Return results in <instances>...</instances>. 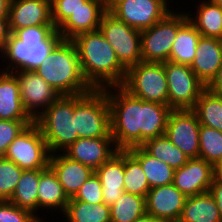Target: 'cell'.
<instances>
[{
  "label": "cell",
  "mask_w": 222,
  "mask_h": 222,
  "mask_svg": "<svg viewBox=\"0 0 222 222\" xmlns=\"http://www.w3.org/2000/svg\"><path fill=\"white\" fill-rule=\"evenodd\" d=\"M215 169V177L222 179V160L214 166Z\"/></svg>",
  "instance_id": "obj_47"
},
{
  "label": "cell",
  "mask_w": 222,
  "mask_h": 222,
  "mask_svg": "<svg viewBox=\"0 0 222 222\" xmlns=\"http://www.w3.org/2000/svg\"><path fill=\"white\" fill-rule=\"evenodd\" d=\"M117 150L113 137L78 138L63 153L95 171L107 162Z\"/></svg>",
  "instance_id": "obj_17"
},
{
  "label": "cell",
  "mask_w": 222,
  "mask_h": 222,
  "mask_svg": "<svg viewBox=\"0 0 222 222\" xmlns=\"http://www.w3.org/2000/svg\"><path fill=\"white\" fill-rule=\"evenodd\" d=\"M141 164L150 188L173 183L174 169L151 156L142 146L127 149Z\"/></svg>",
  "instance_id": "obj_26"
},
{
  "label": "cell",
  "mask_w": 222,
  "mask_h": 222,
  "mask_svg": "<svg viewBox=\"0 0 222 222\" xmlns=\"http://www.w3.org/2000/svg\"><path fill=\"white\" fill-rule=\"evenodd\" d=\"M87 0H51L52 22L58 29Z\"/></svg>",
  "instance_id": "obj_40"
},
{
  "label": "cell",
  "mask_w": 222,
  "mask_h": 222,
  "mask_svg": "<svg viewBox=\"0 0 222 222\" xmlns=\"http://www.w3.org/2000/svg\"><path fill=\"white\" fill-rule=\"evenodd\" d=\"M214 3H217L218 5H220L222 7V0H211Z\"/></svg>",
  "instance_id": "obj_48"
},
{
  "label": "cell",
  "mask_w": 222,
  "mask_h": 222,
  "mask_svg": "<svg viewBox=\"0 0 222 222\" xmlns=\"http://www.w3.org/2000/svg\"><path fill=\"white\" fill-rule=\"evenodd\" d=\"M8 19L11 33L31 26L53 25L51 0H11Z\"/></svg>",
  "instance_id": "obj_18"
},
{
  "label": "cell",
  "mask_w": 222,
  "mask_h": 222,
  "mask_svg": "<svg viewBox=\"0 0 222 222\" xmlns=\"http://www.w3.org/2000/svg\"><path fill=\"white\" fill-rule=\"evenodd\" d=\"M99 30L111 44L118 61L126 70L142 61L140 30L130 27L108 10L101 18Z\"/></svg>",
  "instance_id": "obj_9"
},
{
  "label": "cell",
  "mask_w": 222,
  "mask_h": 222,
  "mask_svg": "<svg viewBox=\"0 0 222 222\" xmlns=\"http://www.w3.org/2000/svg\"><path fill=\"white\" fill-rule=\"evenodd\" d=\"M11 0H0V18L9 16V7Z\"/></svg>",
  "instance_id": "obj_45"
},
{
  "label": "cell",
  "mask_w": 222,
  "mask_h": 222,
  "mask_svg": "<svg viewBox=\"0 0 222 222\" xmlns=\"http://www.w3.org/2000/svg\"><path fill=\"white\" fill-rule=\"evenodd\" d=\"M35 72L60 95L87 94L93 90L82 74L77 48L69 39H62Z\"/></svg>",
  "instance_id": "obj_3"
},
{
  "label": "cell",
  "mask_w": 222,
  "mask_h": 222,
  "mask_svg": "<svg viewBox=\"0 0 222 222\" xmlns=\"http://www.w3.org/2000/svg\"><path fill=\"white\" fill-rule=\"evenodd\" d=\"M38 184L39 169L23 170L16 189L8 201L20 209L29 211L42 222L39 214L36 215L38 212Z\"/></svg>",
  "instance_id": "obj_28"
},
{
  "label": "cell",
  "mask_w": 222,
  "mask_h": 222,
  "mask_svg": "<svg viewBox=\"0 0 222 222\" xmlns=\"http://www.w3.org/2000/svg\"><path fill=\"white\" fill-rule=\"evenodd\" d=\"M171 111L169 105L142 100V144L166 133Z\"/></svg>",
  "instance_id": "obj_30"
},
{
  "label": "cell",
  "mask_w": 222,
  "mask_h": 222,
  "mask_svg": "<svg viewBox=\"0 0 222 222\" xmlns=\"http://www.w3.org/2000/svg\"><path fill=\"white\" fill-rule=\"evenodd\" d=\"M134 222H166V221L145 213L143 216L137 218Z\"/></svg>",
  "instance_id": "obj_46"
},
{
  "label": "cell",
  "mask_w": 222,
  "mask_h": 222,
  "mask_svg": "<svg viewBox=\"0 0 222 222\" xmlns=\"http://www.w3.org/2000/svg\"><path fill=\"white\" fill-rule=\"evenodd\" d=\"M49 167L56 174L69 199L76 195L84 182L95 172L91 167L69 158L63 152L50 154Z\"/></svg>",
  "instance_id": "obj_19"
},
{
  "label": "cell",
  "mask_w": 222,
  "mask_h": 222,
  "mask_svg": "<svg viewBox=\"0 0 222 222\" xmlns=\"http://www.w3.org/2000/svg\"><path fill=\"white\" fill-rule=\"evenodd\" d=\"M108 3L87 0L57 29L58 32L63 39L72 40L80 33L99 30Z\"/></svg>",
  "instance_id": "obj_20"
},
{
  "label": "cell",
  "mask_w": 222,
  "mask_h": 222,
  "mask_svg": "<svg viewBox=\"0 0 222 222\" xmlns=\"http://www.w3.org/2000/svg\"><path fill=\"white\" fill-rule=\"evenodd\" d=\"M103 90L107 94L110 107V134L116 148L127 150L141 146L142 99L131 95L121 85Z\"/></svg>",
  "instance_id": "obj_4"
},
{
  "label": "cell",
  "mask_w": 222,
  "mask_h": 222,
  "mask_svg": "<svg viewBox=\"0 0 222 222\" xmlns=\"http://www.w3.org/2000/svg\"><path fill=\"white\" fill-rule=\"evenodd\" d=\"M90 1H94V2H109V0H90Z\"/></svg>",
  "instance_id": "obj_49"
},
{
  "label": "cell",
  "mask_w": 222,
  "mask_h": 222,
  "mask_svg": "<svg viewBox=\"0 0 222 222\" xmlns=\"http://www.w3.org/2000/svg\"><path fill=\"white\" fill-rule=\"evenodd\" d=\"M209 192L211 193L215 202L217 203V207L222 216V179H219L214 176L212 183L210 185Z\"/></svg>",
  "instance_id": "obj_42"
},
{
  "label": "cell",
  "mask_w": 222,
  "mask_h": 222,
  "mask_svg": "<svg viewBox=\"0 0 222 222\" xmlns=\"http://www.w3.org/2000/svg\"><path fill=\"white\" fill-rule=\"evenodd\" d=\"M167 5L170 4V0H163Z\"/></svg>",
  "instance_id": "obj_50"
},
{
  "label": "cell",
  "mask_w": 222,
  "mask_h": 222,
  "mask_svg": "<svg viewBox=\"0 0 222 222\" xmlns=\"http://www.w3.org/2000/svg\"><path fill=\"white\" fill-rule=\"evenodd\" d=\"M121 86L131 95L144 101L168 105L164 63L140 61L126 70Z\"/></svg>",
  "instance_id": "obj_7"
},
{
  "label": "cell",
  "mask_w": 222,
  "mask_h": 222,
  "mask_svg": "<svg viewBox=\"0 0 222 222\" xmlns=\"http://www.w3.org/2000/svg\"><path fill=\"white\" fill-rule=\"evenodd\" d=\"M186 198L173 184L151 188L145 198L146 213L166 222H178Z\"/></svg>",
  "instance_id": "obj_16"
},
{
  "label": "cell",
  "mask_w": 222,
  "mask_h": 222,
  "mask_svg": "<svg viewBox=\"0 0 222 222\" xmlns=\"http://www.w3.org/2000/svg\"><path fill=\"white\" fill-rule=\"evenodd\" d=\"M198 158L204 159L213 166L222 160V132L200 125Z\"/></svg>",
  "instance_id": "obj_36"
},
{
  "label": "cell",
  "mask_w": 222,
  "mask_h": 222,
  "mask_svg": "<svg viewBox=\"0 0 222 222\" xmlns=\"http://www.w3.org/2000/svg\"><path fill=\"white\" fill-rule=\"evenodd\" d=\"M107 10L140 31L150 28L172 11L163 0H109Z\"/></svg>",
  "instance_id": "obj_12"
},
{
  "label": "cell",
  "mask_w": 222,
  "mask_h": 222,
  "mask_svg": "<svg viewBox=\"0 0 222 222\" xmlns=\"http://www.w3.org/2000/svg\"><path fill=\"white\" fill-rule=\"evenodd\" d=\"M215 176L214 166L201 158H191L174 171L173 185L186 197L209 191Z\"/></svg>",
  "instance_id": "obj_15"
},
{
  "label": "cell",
  "mask_w": 222,
  "mask_h": 222,
  "mask_svg": "<svg viewBox=\"0 0 222 222\" xmlns=\"http://www.w3.org/2000/svg\"><path fill=\"white\" fill-rule=\"evenodd\" d=\"M73 118L79 138L112 137L110 107L103 89L73 95Z\"/></svg>",
  "instance_id": "obj_6"
},
{
  "label": "cell",
  "mask_w": 222,
  "mask_h": 222,
  "mask_svg": "<svg viewBox=\"0 0 222 222\" xmlns=\"http://www.w3.org/2000/svg\"><path fill=\"white\" fill-rule=\"evenodd\" d=\"M11 34L8 17L0 18V50L5 46Z\"/></svg>",
  "instance_id": "obj_43"
},
{
  "label": "cell",
  "mask_w": 222,
  "mask_h": 222,
  "mask_svg": "<svg viewBox=\"0 0 222 222\" xmlns=\"http://www.w3.org/2000/svg\"><path fill=\"white\" fill-rule=\"evenodd\" d=\"M95 173L102 184L104 203L113 205L124 193V150H117Z\"/></svg>",
  "instance_id": "obj_22"
},
{
  "label": "cell",
  "mask_w": 222,
  "mask_h": 222,
  "mask_svg": "<svg viewBox=\"0 0 222 222\" xmlns=\"http://www.w3.org/2000/svg\"><path fill=\"white\" fill-rule=\"evenodd\" d=\"M164 68L169 107L172 110L193 109L206 85L188 65L167 61Z\"/></svg>",
  "instance_id": "obj_11"
},
{
  "label": "cell",
  "mask_w": 222,
  "mask_h": 222,
  "mask_svg": "<svg viewBox=\"0 0 222 222\" xmlns=\"http://www.w3.org/2000/svg\"><path fill=\"white\" fill-rule=\"evenodd\" d=\"M13 73L19 82L23 108L33 121L61 96L35 71H15Z\"/></svg>",
  "instance_id": "obj_13"
},
{
  "label": "cell",
  "mask_w": 222,
  "mask_h": 222,
  "mask_svg": "<svg viewBox=\"0 0 222 222\" xmlns=\"http://www.w3.org/2000/svg\"><path fill=\"white\" fill-rule=\"evenodd\" d=\"M150 189L140 162L124 150V192L146 198Z\"/></svg>",
  "instance_id": "obj_35"
},
{
  "label": "cell",
  "mask_w": 222,
  "mask_h": 222,
  "mask_svg": "<svg viewBox=\"0 0 222 222\" xmlns=\"http://www.w3.org/2000/svg\"><path fill=\"white\" fill-rule=\"evenodd\" d=\"M62 39L53 25L16 30L10 34L5 46L0 50L1 59L9 62L3 70L35 71Z\"/></svg>",
  "instance_id": "obj_2"
},
{
  "label": "cell",
  "mask_w": 222,
  "mask_h": 222,
  "mask_svg": "<svg viewBox=\"0 0 222 222\" xmlns=\"http://www.w3.org/2000/svg\"><path fill=\"white\" fill-rule=\"evenodd\" d=\"M169 12L150 28L141 30L142 61L164 63L169 61L172 44L178 30L189 20L185 12Z\"/></svg>",
  "instance_id": "obj_8"
},
{
  "label": "cell",
  "mask_w": 222,
  "mask_h": 222,
  "mask_svg": "<svg viewBox=\"0 0 222 222\" xmlns=\"http://www.w3.org/2000/svg\"><path fill=\"white\" fill-rule=\"evenodd\" d=\"M67 222H111L110 206L69 200L63 213Z\"/></svg>",
  "instance_id": "obj_33"
},
{
  "label": "cell",
  "mask_w": 222,
  "mask_h": 222,
  "mask_svg": "<svg viewBox=\"0 0 222 222\" xmlns=\"http://www.w3.org/2000/svg\"><path fill=\"white\" fill-rule=\"evenodd\" d=\"M0 120H32L23 108L19 82L13 72H0Z\"/></svg>",
  "instance_id": "obj_23"
},
{
  "label": "cell",
  "mask_w": 222,
  "mask_h": 222,
  "mask_svg": "<svg viewBox=\"0 0 222 222\" xmlns=\"http://www.w3.org/2000/svg\"><path fill=\"white\" fill-rule=\"evenodd\" d=\"M72 41L77 48L82 74L93 89L123 84L126 69L100 30L80 33Z\"/></svg>",
  "instance_id": "obj_1"
},
{
  "label": "cell",
  "mask_w": 222,
  "mask_h": 222,
  "mask_svg": "<svg viewBox=\"0 0 222 222\" xmlns=\"http://www.w3.org/2000/svg\"><path fill=\"white\" fill-rule=\"evenodd\" d=\"M33 122V120H0V157L5 156L9 144Z\"/></svg>",
  "instance_id": "obj_38"
},
{
  "label": "cell",
  "mask_w": 222,
  "mask_h": 222,
  "mask_svg": "<svg viewBox=\"0 0 222 222\" xmlns=\"http://www.w3.org/2000/svg\"><path fill=\"white\" fill-rule=\"evenodd\" d=\"M195 17L187 12L189 21L202 37L222 39V7L211 0L198 3Z\"/></svg>",
  "instance_id": "obj_27"
},
{
  "label": "cell",
  "mask_w": 222,
  "mask_h": 222,
  "mask_svg": "<svg viewBox=\"0 0 222 222\" xmlns=\"http://www.w3.org/2000/svg\"><path fill=\"white\" fill-rule=\"evenodd\" d=\"M210 91L222 95V65L219 68L216 76L212 81L206 86Z\"/></svg>",
  "instance_id": "obj_44"
},
{
  "label": "cell",
  "mask_w": 222,
  "mask_h": 222,
  "mask_svg": "<svg viewBox=\"0 0 222 222\" xmlns=\"http://www.w3.org/2000/svg\"><path fill=\"white\" fill-rule=\"evenodd\" d=\"M146 213L145 197L123 193L110 206L111 222H134Z\"/></svg>",
  "instance_id": "obj_34"
},
{
  "label": "cell",
  "mask_w": 222,
  "mask_h": 222,
  "mask_svg": "<svg viewBox=\"0 0 222 222\" xmlns=\"http://www.w3.org/2000/svg\"><path fill=\"white\" fill-rule=\"evenodd\" d=\"M192 110L197 114L200 125L222 132V95L206 87Z\"/></svg>",
  "instance_id": "obj_31"
},
{
  "label": "cell",
  "mask_w": 222,
  "mask_h": 222,
  "mask_svg": "<svg viewBox=\"0 0 222 222\" xmlns=\"http://www.w3.org/2000/svg\"><path fill=\"white\" fill-rule=\"evenodd\" d=\"M151 156L162 160L174 170L184 166L189 157L176 147L166 134L146 140L141 145Z\"/></svg>",
  "instance_id": "obj_32"
},
{
  "label": "cell",
  "mask_w": 222,
  "mask_h": 222,
  "mask_svg": "<svg viewBox=\"0 0 222 222\" xmlns=\"http://www.w3.org/2000/svg\"><path fill=\"white\" fill-rule=\"evenodd\" d=\"M4 157L23 170L46 169L50 152L39 126L35 122L28 125L9 144Z\"/></svg>",
  "instance_id": "obj_10"
},
{
  "label": "cell",
  "mask_w": 222,
  "mask_h": 222,
  "mask_svg": "<svg viewBox=\"0 0 222 222\" xmlns=\"http://www.w3.org/2000/svg\"><path fill=\"white\" fill-rule=\"evenodd\" d=\"M69 200H79L93 205L104 203L102 196V184L95 172L84 182L76 195Z\"/></svg>",
  "instance_id": "obj_39"
},
{
  "label": "cell",
  "mask_w": 222,
  "mask_h": 222,
  "mask_svg": "<svg viewBox=\"0 0 222 222\" xmlns=\"http://www.w3.org/2000/svg\"><path fill=\"white\" fill-rule=\"evenodd\" d=\"M199 128L197 114L192 109L172 110L165 134L189 159L198 158Z\"/></svg>",
  "instance_id": "obj_14"
},
{
  "label": "cell",
  "mask_w": 222,
  "mask_h": 222,
  "mask_svg": "<svg viewBox=\"0 0 222 222\" xmlns=\"http://www.w3.org/2000/svg\"><path fill=\"white\" fill-rule=\"evenodd\" d=\"M201 35L188 20L179 30L172 44L169 61L191 66Z\"/></svg>",
  "instance_id": "obj_29"
},
{
  "label": "cell",
  "mask_w": 222,
  "mask_h": 222,
  "mask_svg": "<svg viewBox=\"0 0 222 222\" xmlns=\"http://www.w3.org/2000/svg\"><path fill=\"white\" fill-rule=\"evenodd\" d=\"M22 173L23 169L16 163L5 157H0V200L11 198Z\"/></svg>",
  "instance_id": "obj_37"
},
{
  "label": "cell",
  "mask_w": 222,
  "mask_h": 222,
  "mask_svg": "<svg viewBox=\"0 0 222 222\" xmlns=\"http://www.w3.org/2000/svg\"><path fill=\"white\" fill-rule=\"evenodd\" d=\"M68 202L69 198L53 170L49 166L46 169H39L38 210L55 208V211L59 209L64 213Z\"/></svg>",
  "instance_id": "obj_24"
},
{
  "label": "cell",
  "mask_w": 222,
  "mask_h": 222,
  "mask_svg": "<svg viewBox=\"0 0 222 222\" xmlns=\"http://www.w3.org/2000/svg\"><path fill=\"white\" fill-rule=\"evenodd\" d=\"M0 222H41L29 211L20 209L8 200H0Z\"/></svg>",
  "instance_id": "obj_41"
},
{
  "label": "cell",
  "mask_w": 222,
  "mask_h": 222,
  "mask_svg": "<svg viewBox=\"0 0 222 222\" xmlns=\"http://www.w3.org/2000/svg\"><path fill=\"white\" fill-rule=\"evenodd\" d=\"M34 122L50 154L63 152L79 138L73 118V95H61Z\"/></svg>",
  "instance_id": "obj_5"
},
{
  "label": "cell",
  "mask_w": 222,
  "mask_h": 222,
  "mask_svg": "<svg viewBox=\"0 0 222 222\" xmlns=\"http://www.w3.org/2000/svg\"><path fill=\"white\" fill-rule=\"evenodd\" d=\"M178 222H222V216L209 191L187 197Z\"/></svg>",
  "instance_id": "obj_25"
},
{
  "label": "cell",
  "mask_w": 222,
  "mask_h": 222,
  "mask_svg": "<svg viewBox=\"0 0 222 222\" xmlns=\"http://www.w3.org/2000/svg\"><path fill=\"white\" fill-rule=\"evenodd\" d=\"M222 65V39L200 37L191 69L207 86Z\"/></svg>",
  "instance_id": "obj_21"
}]
</instances>
